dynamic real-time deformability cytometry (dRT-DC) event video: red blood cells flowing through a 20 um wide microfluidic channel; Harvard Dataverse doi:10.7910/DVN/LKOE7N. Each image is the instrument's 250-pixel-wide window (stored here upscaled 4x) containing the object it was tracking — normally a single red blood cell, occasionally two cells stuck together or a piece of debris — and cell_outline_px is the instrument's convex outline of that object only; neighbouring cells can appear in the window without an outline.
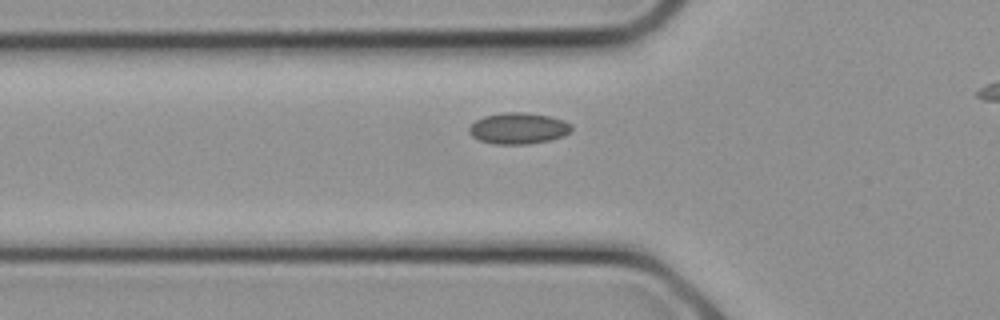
{"species": "common noctule bat (a hibernating species)", "species_latin": "Nyctalus noctula", "temperature_condition": "cold", "stored_images_in_passage": 19, "camera_frame_rate_fps": 3000, "um_per_image_px": 0.085, "animal": {"sex": "female", "body_mass_g": 21.9}, "frame": {"image": 1, "passage_image": 9, "time_ms": 2.667, "image_size_px": [1000, 320], "cell_outline_px": [[572, 128], [564, 136], [548, 140], [528, 144], [492, 144], [480, 140], [472, 136], [468, 132], [468, 128], [476, 120], [484, 116], [504, 112], [520, 112], [548, 116], [564, 120], [572, 124]], "centroid_in_image_um": [44.04, 10.91], "position_along_channel_um": 81.8, "area_um2": 18.55}}
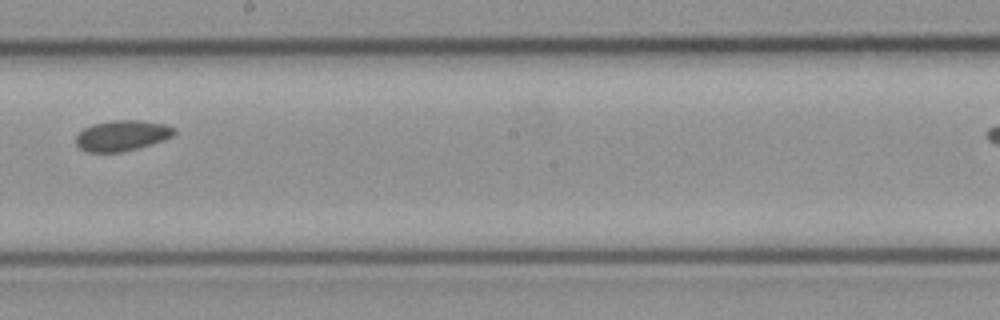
{"frame": {"image": 2, "passage_image": 15, "time_ms": 4.667, "image_size_px": [1000, 320], "cell_outline_px": [[176, 132], [172, 136], [164, 140], [152, 144], [124, 152], [88, 152], [76, 148], [76, 136], [84, 128], [92, 124], [112, 120], [140, 120], [164, 124], [176, 128]], "centroid_in_image_um": [10.36, 11.53], "position_along_channel_um": 237.8, "area_um2": 17.74}}
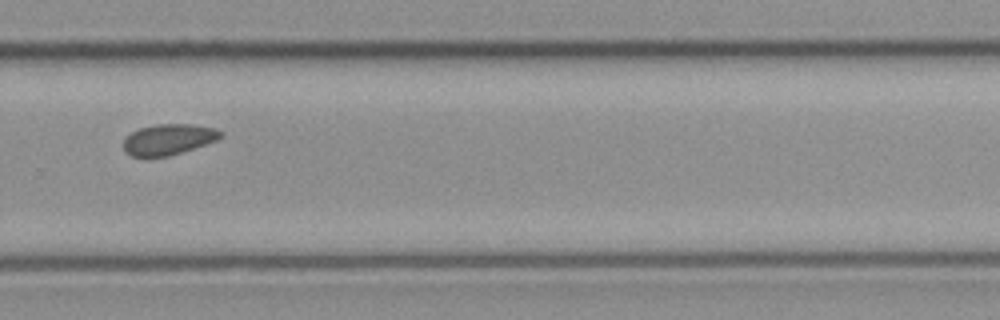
{"frame": {"image": 3, "passage_image": 18, "time_ms": 5.667, "image_size_px": [1000, 320], "cell_outline_px": [[224, 136], [216, 140], [168, 156], [144, 160], [132, 156], [124, 152], [124, 136], [140, 128], [156, 124], [192, 124], [216, 128], [224, 132]], "centroid_in_image_um": [14.27, 11.87], "position_along_channel_um": 315.5, "area_um2": 17.86}}